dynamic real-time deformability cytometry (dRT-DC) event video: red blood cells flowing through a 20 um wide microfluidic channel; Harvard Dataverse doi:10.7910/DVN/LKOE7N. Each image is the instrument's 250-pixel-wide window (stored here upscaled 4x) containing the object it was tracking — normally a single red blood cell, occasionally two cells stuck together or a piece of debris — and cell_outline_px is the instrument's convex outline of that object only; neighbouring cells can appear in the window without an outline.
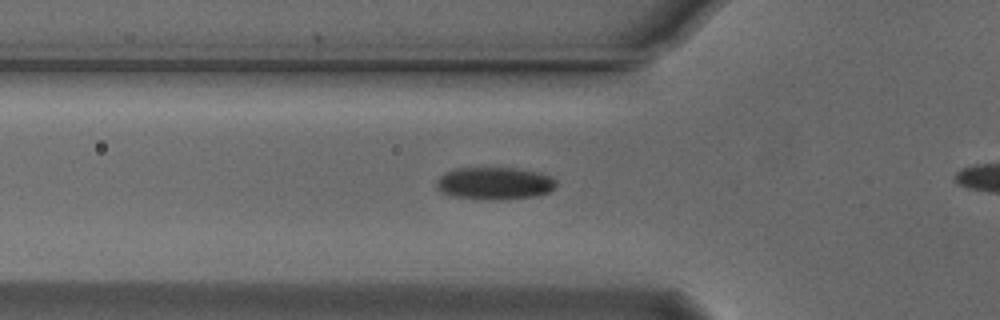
{"species": "Egyptian fruit bat (a non-hibernating species)", "species_latin": "Rousettus aegyptiacus", "temperature_condition": "cold", "stored_images_in_passage": 28, "camera_frame_rate_fps": 3000, "um_per_image_px": 0.085, "animal": {"sex": "male"}, "frame": {"image": 1, "passage_image": 2, "time_ms": 0.333, "image_size_px": [1000, 320], "cell_outline_px": [[556, 188], [548, 192], [536, 196], [488, 200], [452, 196], [440, 192], [436, 188], [436, 180], [444, 172], [456, 168], [516, 168], [540, 172], [552, 176], [556, 180]], "centroid_in_image_um": [42.03, 15.57], "position_along_channel_um": 83.8, "area_um2": 22.83}}
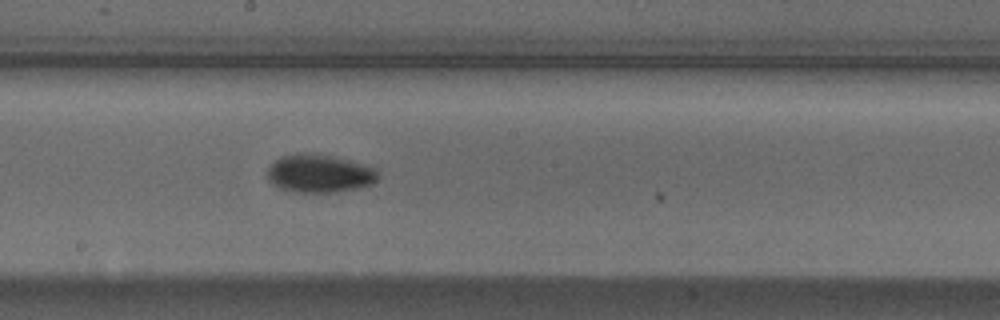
{"frame": {"image": 2, "passage_image": 13, "time_ms": 4.0, "image_size_px": [1000, 320], "cell_outline_px": [[376, 180], [372, 184], [332, 192], [296, 192], [280, 188], [272, 184], [268, 180], [268, 168], [280, 156], [296, 152], [316, 152], [348, 160], [376, 168]], "centroid_in_image_um": [27.09, 14.72], "position_along_channel_um": 221.1, "area_um2": 24.45}}
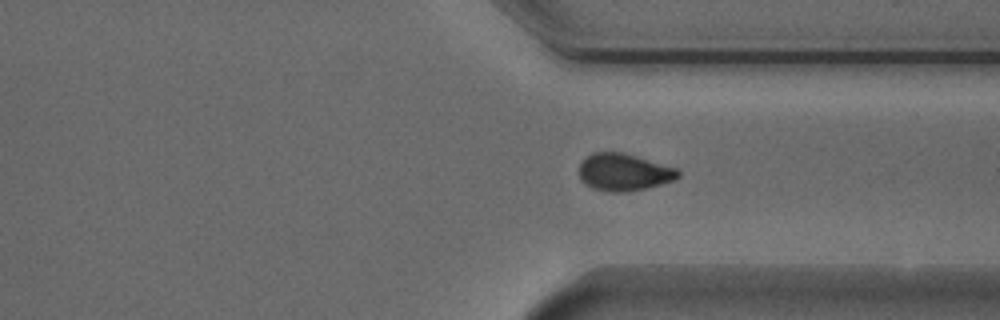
{"frame": {"image": 3, "passage_image": 24, "time_ms": 7.667, "image_size_px": [1000, 320], "cell_outline_px": [[680, 176], [672, 180], [660, 184], [644, 188], [624, 192], [612, 192], [592, 188], [584, 184], [580, 180], [580, 164], [584, 156], [592, 152], [624, 152], [676, 168], [680, 172]], "centroid_in_image_um": [52.98, 14.62], "position_along_channel_um": 358.4, "area_um2": 21.44}}